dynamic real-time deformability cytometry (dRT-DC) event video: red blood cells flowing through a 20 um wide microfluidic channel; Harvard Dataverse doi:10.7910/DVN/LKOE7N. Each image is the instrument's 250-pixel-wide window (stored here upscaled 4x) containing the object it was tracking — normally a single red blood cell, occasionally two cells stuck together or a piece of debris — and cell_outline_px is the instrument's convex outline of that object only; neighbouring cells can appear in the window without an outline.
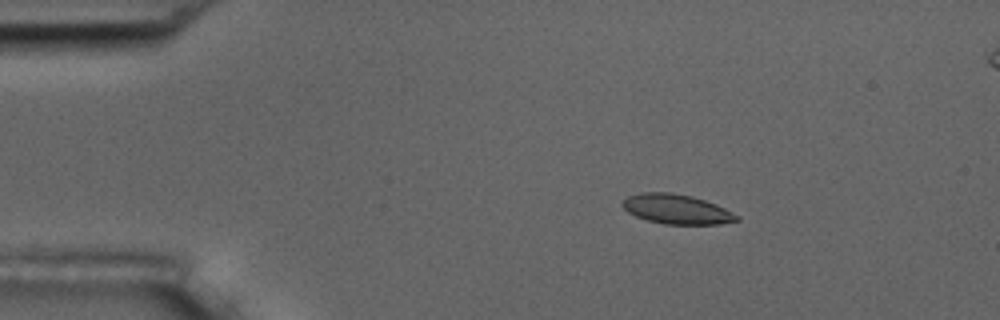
{"species": "common noctule bat (a hibernating species)", "species_latin": "Nyctalus noctula", "temperature_condition": "room temperature", "stored_images_in_passage": 4, "camera_frame_rate_fps": 3000, "um_per_image_px": 0.085, "animal": {"sex": "male", "body_mass_g": 17.5, "forearm_length_mm": 52.3}, "frame": {"image": 1, "passage_image": 2, "time_ms": 1.333, "image_size_px": [1000, 320], "cell_outline_px": [[740, 220], [720, 224], [664, 224], [648, 220], [636, 216], [628, 212], [620, 204], [628, 196], [644, 192], [672, 192], [692, 196], [716, 204], [740, 216]], "centroid_in_image_um": [57.53, 17.78], "position_along_channel_um": 27.5, "area_um2": 19.71}}